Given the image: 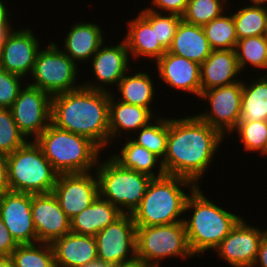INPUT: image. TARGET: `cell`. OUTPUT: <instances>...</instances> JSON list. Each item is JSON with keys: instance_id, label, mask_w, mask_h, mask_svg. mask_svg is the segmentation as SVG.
I'll use <instances>...</instances> for the list:
<instances>
[{"instance_id": "6da1fadb", "label": "cell", "mask_w": 267, "mask_h": 267, "mask_svg": "<svg viewBox=\"0 0 267 267\" xmlns=\"http://www.w3.org/2000/svg\"><path fill=\"white\" fill-rule=\"evenodd\" d=\"M225 140L219 130L196 114L168 118L167 146L162 161L165 174L186 178L199 186L208 169H212L215 155Z\"/></svg>"}, {"instance_id": "7a4b0ae2", "label": "cell", "mask_w": 267, "mask_h": 267, "mask_svg": "<svg viewBox=\"0 0 267 267\" xmlns=\"http://www.w3.org/2000/svg\"><path fill=\"white\" fill-rule=\"evenodd\" d=\"M110 92L78 89L51 97V123L94 142L102 151L110 148ZM108 146V147H107Z\"/></svg>"}, {"instance_id": "3957f363", "label": "cell", "mask_w": 267, "mask_h": 267, "mask_svg": "<svg viewBox=\"0 0 267 267\" xmlns=\"http://www.w3.org/2000/svg\"><path fill=\"white\" fill-rule=\"evenodd\" d=\"M201 188L200 184L188 196L185 205V214H188L183 220L188 244L195 257L214 251L243 217L215 204Z\"/></svg>"}, {"instance_id": "277c9868", "label": "cell", "mask_w": 267, "mask_h": 267, "mask_svg": "<svg viewBox=\"0 0 267 267\" xmlns=\"http://www.w3.org/2000/svg\"><path fill=\"white\" fill-rule=\"evenodd\" d=\"M196 187L191 180L179 176L165 174L152 178L139 207L132 214L136 227L183 221L186 201Z\"/></svg>"}, {"instance_id": "5b68a950", "label": "cell", "mask_w": 267, "mask_h": 267, "mask_svg": "<svg viewBox=\"0 0 267 267\" xmlns=\"http://www.w3.org/2000/svg\"><path fill=\"white\" fill-rule=\"evenodd\" d=\"M35 142L58 174L95 171L103 153L89 138L59 129L52 123Z\"/></svg>"}, {"instance_id": "8992f818", "label": "cell", "mask_w": 267, "mask_h": 267, "mask_svg": "<svg viewBox=\"0 0 267 267\" xmlns=\"http://www.w3.org/2000/svg\"><path fill=\"white\" fill-rule=\"evenodd\" d=\"M10 191L48 194L52 193L58 173L53 169L35 140L7 155Z\"/></svg>"}, {"instance_id": "52a82bcc", "label": "cell", "mask_w": 267, "mask_h": 267, "mask_svg": "<svg viewBox=\"0 0 267 267\" xmlns=\"http://www.w3.org/2000/svg\"><path fill=\"white\" fill-rule=\"evenodd\" d=\"M95 172L99 183V194L123 214H133L139 207L152 177L123 168L110 155L100 156Z\"/></svg>"}, {"instance_id": "ba28073f", "label": "cell", "mask_w": 267, "mask_h": 267, "mask_svg": "<svg viewBox=\"0 0 267 267\" xmlns=\"http://www.w3.org/2000/svg\"><path fill=\"white\" fill-rule=\"evenodd\" d=\"M189 260L191 252L184 222L136 227V258L142 267H160L164 259Z\"/></svg>"}, {"instance_id": "9c48e42d", "label": "cell", "mask_w": 267, "mask_h": 267, "mask_svg": "<svg viewBox=\"0 0 267 267\" xmlns=\"http://www.w3.org/2000/svg\"><path fill=\"white\" fill-rule=\"evenodd\" d=\"M45 46L36 55L33 71L28 77L31 81L27 84L51 97L81 87L82 83L78 84L79 66L59 48L61 45L50 40Z\"/></svg>"}, {"instance_id": "30bf717a", "label": "cell", "mask_w": 267, "mask_h": 267, "mask_svg": "<svg viewBox=\"0 0 267 267\" xmlns=\"http://www.w3.org/2000/svg\"><path fill=\"white\" fill-rule=\"evenodd\" d=\"M98 263L112 267L136 264V224L132 214H123L95 236Z\"/></svg>"}, {"instance_id": "8fae6325", "label": "cell", "mask_w": 267, "mask_h": 267, "mask_svg": "<svg viewBox=\"0 0 267 267\" xmlns=\"http://www.w3.org/2000/svg\"><path fill=\"white\" fill-rule=\"evenodd\" d=\"M242 88L243 79L231 85L203 91L198 100L209 102L208 107L196 115L228 138L240 121Z\"/></svg>"}, {"instance_id": "7c38bea8", "label": "cell", "mask_w": 267, "mask_h": 267, "mask_svg": "<svg viewBox=\"0 0 267 267\" xmlns=\"http://www.w3.org/2000/svg\"><path fill=\"white\" fill-rule=\"evenodd\" d=\"M10 110L20 132L35 140L51 123V96L26 83Z\"/></svg>"}, {"instance_id": "4fadbf2b", "label": "cell", "mask_w": 267, "mask_h": 267, "mask_svg": "<svg viewBox=\"0 0 267 267\" xmlns=\"http://www.w3.org/2000/svg\"><path fill=\"white\" fill-rule=\"evenodd\" d=\"M121 41L115 45L111 41L109 42L111 45L104 43L92 56L89 62L96 81H82L84 87L110 93L113 89L111 86L117 87L119 81L132 68L130 63L133 64L130 62L132 60L125 41L123 39Z\"/></svg>"}, {"instance_id": "5bb4252c", "label": "cell", "mask_w": 267, "mask_h": 267, "mask_svg": "<svg viewBox=\"0 0 267 267\" xmlns=\"http://www.w3.org/2000/svg\"><path fill=\"white\" fill-rule=\"evenodd\" d=\"M251 225L243 216L214 249L216 255L231 267H252L261 239L267 228Z\"/></svg>"}, {"instance_id": "9a60e30c", "label": "cell", "mask_w": 267, "mask_h": 267, "mask_svg": "<svg viewBox=\"0 0 267 267\" xmlns=\"http://www.w3.org/2000/svg\"><path fill=\"white\" fill-rule=\"evenodd\" d=\"M52 193L61 209L71 219L90 206L100 195L97 174L95 171L58 174Z\"/></svg>"}, {"instance_id": "2e32d148", "label": "cell", "mask_w": 267, "mask_h": 267, "mask_svg": "<svg viewBox=\"0 0 267 267\" xmlns=\"http://www.w3.org/2000/svg\"><path fill=\"white\" fill-rule=\"evenodd\" d=\"M126 26L127 33L125 32L122 39L135 63L140 57L151 60V63L154 60L155 63L167 51L157 40L155 11L146 7L139 9L135 17L128 20Z\"/></svg>"}, {"instance_id": "e0dca14e", "label": "cell", "mask_w": 267, "mask_h": 267, "mask_svg": "<svg viewBox=\"0 0 267 267\" xmlns=\"http://www.w3.org/2000/svg\"><path fill=\"white\" fill-rule=\"evenodd\" d=\"M32 194L7 191L0 196V218L18 245L37 243Z\"/></svg>"}, {"instance_id": "ac0fdd59", "label": "cell", "mask_w": 267, "mask_h": 267, "mask_svg": "<svg viewBox=\"0 0 267 267\" xmlns=\"http://www.w3.org/2000/svg\"><path fill=\"white\" fill-rule=\"evenodd\" d=\"M41 41L30 28L12 30L3 42L2 67L12 74L27 80L30 77Z\"/></svg>"}, {"instance_id": "d6986e66", "label": "cell", "mask_w": 267, "mask_h": 267, "mask_svg": "<svg viewBox=\"0 0 267 267\" xmlns=\"http://www.w3.org/2000/svg\"><path fill=\"white\" fill-rule=\"evenodd\" d=\"M32 218L37 243H52L71 232L70 218L61 209L53 193L32 194Z\"/></svg>"}, {"instance_id": "ffe728a7", "label": "cell", "mask_w": 267, "mask_h": 267, "mask_svg": "<svg viewBox=\"0 0 267 267\" xmlns=\"http://www.w3.org/2000/svg\"><path fill=\"white\" fill-rule=\"evenodd\" d=\"M158 80L184 94L201 95L200 64L166 51L160 59L155 62Z\"/></svg>"}, {"instance_id": "44dd1931", "label": "cell", "mask_w": 267, "mask_h": 267, "mask_svg": "<svg viewBox=\"0 0 267 267\" xmlns=\"http://www.w3.org/2000/svg\"><path fill=\"white\" fill-rule=\"evenodd\" d=\"M56 267H88L98 263L94 236L72 232L51 243Z\"/></svg>"}, {"instance_id": "7402d4cb", "label": "cell", "mask_w": 267, "mask_h": 267, "mask_svg": "<svg viewBox=\"0 0 267 267\" xmlns=\"http://www.w3.org/2000/svg\"><path fill=\"white\" fill-rule=\"evenodd\" d=\"M95 22L77 21L71 25L63 39L60 49L68 55L78 66L89 63L92 56L105 43L106 33L101 25ZM104 32V33H103ZM81 62V63H79Z\"/></svg>"}, {"instance_id": "603a6c76", "label": "cell", "mask_w": 267, "mask_h": 267, "mask_svg": "<svg viewBox=\"0 0 267 267\" xmlns=\"http://www.w3.org/2000/svg\"><path fill=\"white\" fill-rule=\"evenodd\" d=\"M241 73L235 49L212 50L200 65L201 93L239 82L245 76Z\"/></svg>"}, {"instance_id": "cb8c5ba5", "label": "cell", "mask_w": 267, "mask_h": 267, "mask_svg": "<svg viewBox=\"0 0 267 267\" xmlns=\"http://www.w3.org/2000/svg\"><path fill=\"white\" fill-rule=\"evenodd\" d=\"M155 118L147 108L121 102L111 94L109 102L110 144L116 143L120 136H123V139L126 136L130 138L131 134L134 136L140 128L146 127Z\"/></svg>"}, {"instance_id": "d4e9b609", "label": "cell", "mask_w": 267, "mask_h": 267, "mask_svg": "<svg viewBox=\"0 0 267 267\" xmlns=\"http://www.w3.org/2000/svg\"><path fill=\"white\" fill-rule=\"evenodd\" d=\"M130 72L132 71L130 70L125 74L119 81L116 92H111V94L121 102L147 108L155 117L161 116L153 110V103L157 101L154 100L156 99L155 86L157 85L153 82L155 80L151 77L152 73L148 74V71L144 72L143 70L138 73L133 70L134 74H130ZM117 91H119V94H116Z\"/></svg>"}, {"instance_id": "484cf974", "label": "cell", "mask_w": 267, "mask_h": 267, "mask_svg": "<svg viewBox=\"0 0 267 267\" xmlns=\"http://www.w3.org/2000/svg\"><path fill=\"white\" fill-rule=\"evenodd\" d=\"M122 215L123 213L118 207L99 195L90 206L70 219L71 232L78 235L95 236Z\"/></svg>"}, {"instance_id": "4316f807", "label": "cell", "mask_w": 267, "mask_h": 267, "mask_svg": "<svg viewBox=\"0 0 267 267\" xmlns=\"http://www.w3.org/2000/svg\"><path fill=\"white\" fill-rule=\"evenodd\" d=\"M117 142L121 143L117 145L121 146L120 148L117 147L118 150L120 149L119 151L117 150L118 153L116 151L109 153L123 168L147 174L152 178L165 175L162 160L145 147L138 145L131 138H125V143L119 140Z\"/></svg>"}, {"instance_id": "83f0119b", "label": "cell", "mask_w": 267, "mask_h": 267, "mask_svg": "<svg viewBox=\"0 0 267 267\" xmlns=\"http://www.w3.org/2000/svg\"><path fill=\"white\" fill-rule=\"evenodd\" d=\"M167 51L201 65L211 54L212 48L202 26L192 25L182 20Z\"/></svg>"}, {"instance_id": "f1b7e54d", "label": "cell", "mask_w": 267, "mask_h": 267, "mask_svg": "<svg viewBox=\"0 0 267 267\" xmlns=\"http://www.w3.org/2000/svg\"><path fill=\"white\" fill-rule=\"evenodd\" d=\"M255 75L243 80L240 121H267V74Z\"/></svg>"}, {"instance_id": "f546056e", "label": "cell", "mask_w": 267, "mask_h": 267, "mask_svg": "<svg viewBox=\"0 0 267 267\" xmlns=\"http://www.w3.org/2000/svg\"><path fill=\"white\" fill-rule=\"evenodd\" d=\"M236 57L241 72H249V66L252 69L258 68L261 73L267 74V39L262 36L247 37L239 39L235 47Z\"/></svg>"}, {"instance_id": "4dcf8cb0", "label": "cell", "mask_w": 267, "mask_h": 267, "mask_svg": "<svg viewBox=\"0 0 267 267\" xmlns=\"http://www.w3.org/2000/svg\"><path fill=\"white\" fill-rule=\"evenodd\" d=\"M230 13V14H229ZM212 50L235 49L238 37L230 11L202 26Z\"/></svg>"}, {"instance_id": "1f68e13d", "label": "cell", "mask_w": 267, "mask_h": 267, "mask_svg": "<svg viewBox=\"0 0 267 267\" xmlns=\"http://www.w3.org/2000/svg\"><path fill=\"white\" fill-rule=\"evenodd\" d=\"M130 137L138 145L158 156L162 161L166 153L168 117H156L146 127L140 128Z\"/></svg>"}, {"instance_id": "d6a6232c", "label": "cell", "mask_w": 267, "mask_h": 267, "mask_svg": "<svg viewBox=\"0 0 267 267\" xmlns=\"http://www.w3.org/2000/svg\"><path fill=\"white\" fill-rule=\"evenodd\" d=\"M233 133H236V140L239 138L245 153L267 156V121H239Z\"/></svg>"}, {"instance_id": "836d02e7", "label": "cell", "mask_w": 267, "mask_h": 267, "mask_svg": "<svg viewBox=\"0 0 267 267\" xmlns=\"http://www.w3.org/2000/svg\"><path fill=\"white\" fill-rule=\"evenodd\" d=\"M245 5V6H243ZM241 5L232 13L236 34L239 39L262 36L265 31V6Z\"/></svg>"}, {"instance_id": "e575fe53", "label": "cell", "mask_w": 267, "mask_h": 267, "mask_svg": "<svg viewBox=\"0 0 267 267\" xmlns=\"http://www.w3.org/2000/svg\"><path fill=\"white\" fill-rule=\"evenodd\" d=\"M10 258L14 267H56L50 243L18 245Z\"/></svg>"}, {"instance_id": "d590c367", "label": "cell", "mask_w": 267, "mask_h": 267, "mask_svg": "<svg viewBox=\"0 0 267 267\" xmlns=\"http://www.w3.org/2000/svg\"><path fill=\"white\" fill-rule=\"evenodd\" d=\"M229 2L230 0H189L182 20L203 26L221 16L231 6Z\"/></svg>"}, {"instance_id": "8d00e7d4", "label": "cell", "mask_w": 267, "mask_h": 267, "mask_svg": "<svg viewBox=\"0 0 267 267\" xmlns=\"http://www.w3.org/2000/svg\"><path fill=\"white\" fill-rule=\"evenodd\" d=\"M28 140L20 132L8 108H0V153L11 154Z\"/></svg>"}, {"instance_id": "74e56055", "label": "cell", "mask_w": 267, "mask_h": 267, "mask_svg": "<svg viewBox=\"0 0 267 267\" xmlns=\"http://www.w3.org/2000/svg\"><path fill=\"white\" fill-rule=\"evenodd\" d=\"M26 83L23 77L0 69V108L10 109Z\"/></svg>"}, {"instance_id": "f35d334b", "label": "cell", "mask_w": 267, "mask_h": 267, "mask_svg": "<svg viewBox=\"0 0 267 267\" xmlns=\"http://www.w3.org/2000/svg\"><path fill=\"white\" fill-rule=\"evenodd\" d=\"M182 16L156 12V35L159 43L168 50L172 44Z\"/></svg>"}, {"instance_id": "ab89813d", "label": "cell", "mask_w": 267, "mask_h": 267, "mask_svg": "<svg viewBox=\"0 0 267 267\" xmlns=\"http://www.w3.org/2000/svg\"><path fill=\"white\" fill-rule=\"evenodd\" d=\"M189 0H151L148 10L160 13H171L182 16ZM150 7V8H149Z\"/></svg>"}, {"instance_id": "60d3db41", "label": "cell", "mask_w": 267, "mask_h": 267, "mask_svg": "<svg viewBox=\"0 0 267 267\" xmlns=\"http://www.w3.org/2000/svg\"><path fill=\"white\" fill-rule=\"evenodd\" d=\"M18 244L0 218V257H10Z\"/></svg>"}, {"instance_id": "b9f144b4", "label": "cell", "mask_w": 267, "mask_h": 267, "mask_svg": "<svg viewBox=\"0 0 267 267\" xmlns=\"http://www.w3.org/2000/svg\"><path fill=\"white\" fill-rule=\"evenodd\" d=\"M7 2L5 3V0H0V42H4L7 35L14 30L11 22H13L11 19L13 18L11 16L12 13H10Z\"/></svg>"}, {"instance_id": "7bdbcfd3", "label": "cell", "mask_w": 267, "mask_h": 267, "mask_svg": "<svg viewBox=\"0 0 267 267\" xmlns=\"http://www.w3.org/2000/svg\"><path fill=\"white\" fill-rule=\"evenodd\" d=\"M10 191L8 183V159L7 155L0 153V196Z\"/></svg>"}, {"instance_id": "ee69618b", "label": "cell", "mask_w": 267, "mask_h": 267, "mask_svg": "<svg viewBox=\"0 0 267 267\" xmlns=\"http://www.w3.org/2000/svg\"><path fill=\"white\" fill-rule=\"evenodd\" d=\"M252 267H267V233L260 241L258 253Z\"/></svg>"}, {"instance_id": "f6af8a7d", "label": "cell", "mask_w": 267, "mask_h": 267, "mask_svg": "<svg viewBox=\"0 0 267 267\" xmlns=\"http://www.w3.org/2000/svg\"><path fill=\"white\" fill-rule=\"evenodd\" d=\"M0 267H14L10 257H0Z\"/></svg>"}, {"instance_id": "bcb514c9", "label": "cell", "mask_w": 267, "mask_h": 267, "mask_svg": "<svg viewBox=\"0 0 267 267\" xmlns=\"http://www.w3.org/2000/svg\"><path fill=\"white\" fill-rule=\"evenodd\" d=\"M250 5L267 6V0H247Z\"/></svg>"}, {"instance_id": "7dc6e473", "label": "cell", "mask_w": 267, "mask_h": 267, "mask_svg": "<svg viewBox=\"0 0 267 267\" xmlns=\"http://www.w3.org/2000/svg\"><path fill=\"white\" fill-rule=\"evenodd\" d=\"M264 37L267 39V6H265V31Z\"/></svg>"}, {"instance_id": "c3c4849f", "label": "cell", "mask_w": 267, "mask_h": 267, "mask_svg": "<svg viewBox=\"0 0 267 267\" xmlns=\"http://www.w3.org/2000/svg\"><path fill=\"white\" fill-rule=\"evenodd\" d=\"M2 50H3V42H0V69L2 67Z\"/></svg>"}, {"instance_id": "681fc988", "label": "cell", "mask_w": 267, "mask_h": 267, "mask_svg": "<svg viewBox=\"0 0 267 267\" xmlns=\"http://www.w3.org/2000/svg\"><path fill=\"white\" fill-rule=\"evenodd\" d=\"M88 267H112V266H109V265H104V264H101V263H96L92 266H88Z\"/></svg>"}, {"instance_id": "f907efd6", "label": "cell", "mask_w": 267, "mask_h": 267, "mask_svg": "<svg viewBox=\"0 0 267 267\" xmlns=\"http://www.w3.org/2000/svg\"><path fill=\"white\" fill-rule=\"evenodd\" d=\"M120 267H142V266L139 265L138 263H136V264H131V265H127V266H120Z\"/></svg>"}]
</instances>
